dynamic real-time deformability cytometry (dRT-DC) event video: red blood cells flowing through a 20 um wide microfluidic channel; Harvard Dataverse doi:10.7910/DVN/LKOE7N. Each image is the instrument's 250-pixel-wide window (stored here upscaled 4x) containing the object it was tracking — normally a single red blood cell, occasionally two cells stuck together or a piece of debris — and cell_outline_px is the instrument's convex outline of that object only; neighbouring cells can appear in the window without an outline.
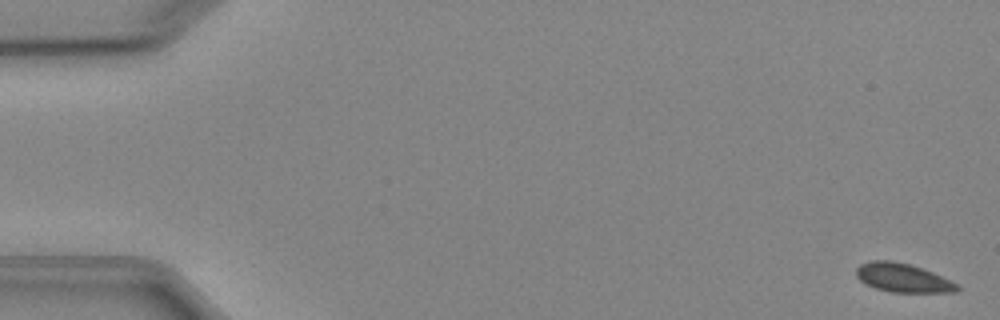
{"species": "Egyptian fruit bat (a non-hibernating species)", "species_latin": "Rousettus aegyptiacus", "temperature_condition": "cold", "stored_images_in_passage": 6, "camera_frame_rate_fps": 3000, "um_per_image_px": 0.085, "animal": {"sex": "female"}, "frame": {"image": 1, "passage_image": 1, "time_ms": 0.0, "image_size_px": [1000, 320], "cell_outline_px": [[960, 288], [956, 292], [892, 292], [876, 288], [864, 284], [856, 276], [856, 268], [860, 264], [872, 260], [892, 260], [908, 264], [932, 272], [960, 284]], "centroid_in_image_um": [76.73, 23.62], "position_along_channel_um": 8.3, "area_um2": 16.94}}